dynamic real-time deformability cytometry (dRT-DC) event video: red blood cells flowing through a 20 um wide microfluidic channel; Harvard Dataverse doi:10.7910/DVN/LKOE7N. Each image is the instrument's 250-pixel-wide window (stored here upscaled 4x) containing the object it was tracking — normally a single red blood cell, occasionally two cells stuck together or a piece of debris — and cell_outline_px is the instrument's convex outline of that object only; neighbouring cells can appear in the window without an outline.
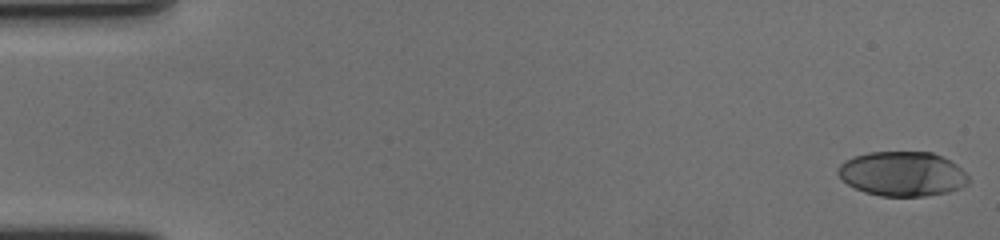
{"species": "human", "species_latin": "Homo sapiens", "temperature_condition": "cold", "stored_images_in_passage": 59, "camera_frame_rate_fps": 3000, "um_per_image_px": 0.085, "donor": {"sex": "female"}, "frame": {"image": 1, "passage_image": 1, "time_ms": 0.0, "image_size_px": [1000, 240], "cell_outline_px": [[968, 184], [960, 188], [948, 192], [924, 196], [880, 196], [864, 192], [848, 184], [836, 172], [840, 164], [844, 160], [852, 156], [868, 152], [932, 152], [956, 164], [968, 176]], "centroid_in_image_um": [76.68, 14.77], "position_along_channel_um": 8.3, "area_um2": 33.87}}
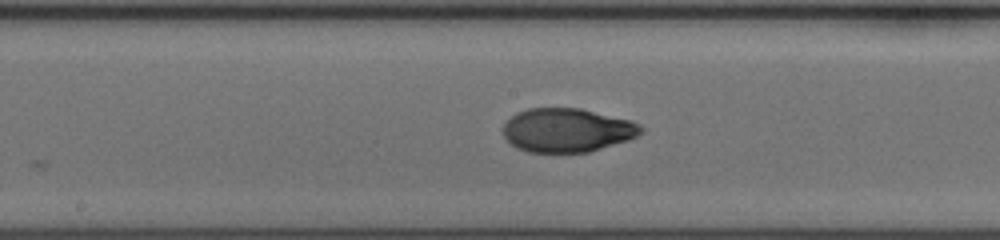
{"frame": {"image": 2, "passage_image": 31, "time_ms": 10.0, "image_size_px": [1000, 240], "cell_outline_px": [[644, 132], [628, 140], [588, 152], [528, 152], [516, 148], [504, 136], [504, 124], [516, 112], [528, 108], [580, 108], [632, 120], [640, 124], [644, 128]], "centroid_in_image_um": [48.23, 11.06], "position_along_channel_um": 200.0, "area_um2": 35.26}}
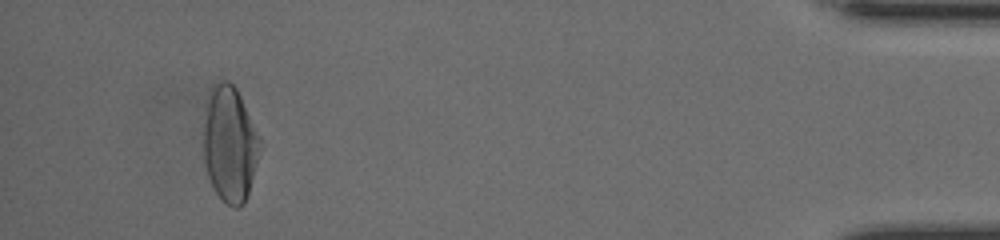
{"frame": {"image": 3, "passage_image": 55, "time_ms": 18.0, "image_size_px": [1000, 240], "cell_outline_px": [[260, 140], [252, 176], [248, 192], [244, 204], [240, 208], [232, 208], [216, 192], [208, 176], [204, 160], [204, 124], [208, 100], [212, 84], [220, 80], [228, 80], [236, 88], [240, 96]], "centroid_in_image_um": [19.5, 12.24], "position_along_channel_um": 415.7, "area_um2": 36.93}, "authors_computed_cell_mechanics": {"area_um2": 35.4892, "velocity_mm_per_s": 3.5552, "shape_relaxation_time_tau1_ms": 4.557, "shape_relaxation_time_tau2_ms": 1.1135, "deformation_change_tau1": 0.2028, "deformation_change_tau2": 0.0479}}